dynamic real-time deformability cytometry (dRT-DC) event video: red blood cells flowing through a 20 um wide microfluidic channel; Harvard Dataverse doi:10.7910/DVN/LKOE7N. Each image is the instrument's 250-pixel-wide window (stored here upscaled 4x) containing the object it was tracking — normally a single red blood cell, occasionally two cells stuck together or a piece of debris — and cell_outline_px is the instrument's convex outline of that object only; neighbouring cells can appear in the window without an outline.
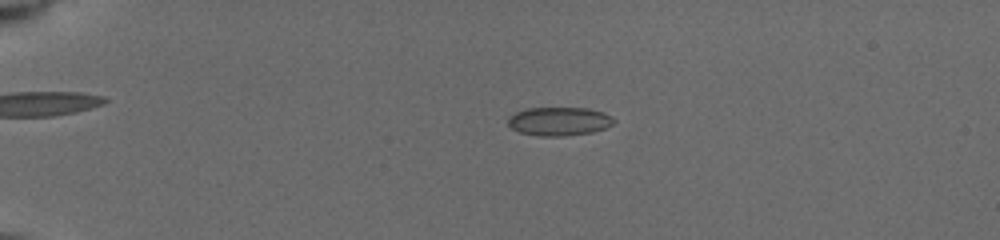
{"species": "common noctule bat (a hibernating species)", "species_latin": "Nyctalus noctula", "temperature_condition": "cold", "stored_images_in_passage": 47, "camera_frame_rate_fps": 3000, "um_per_image_px": 0.085, "animal": {"sex": "female", "body_mass_g": 19.5, "forearm_length_mm": 54.1}, "frame": {"image": 1, "passage_image": 10, "time_ms": 4.333, "image_size_px": [1000, 240], "cell_outline_px": [[616, 120], [612, 124], [604, 128], [592, 132], [564, 136], [540, 136], [520, 132], [512, 128], [508, 124], [508, 116], [516, 112], [528, 108], [588, 108], [604, 112], [612, 116]], "centroid_in_image_um": [47.53, 10.3], "position_along_channel_um": 37.5, "area_um2": 17.63}}
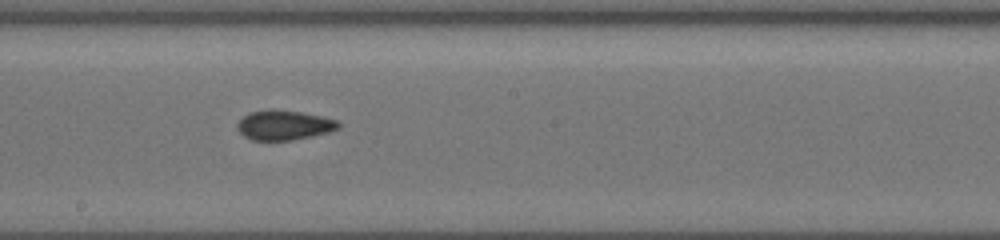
{"frame": {"image": 2, "passage_image": 23, "time_ms": 10.667, "image_size_px": [1000, 240], "cell_outline_px": [[340, 128], [328, 132], [312, 136], [292, 140], [252, 140], [244, 136], [236, 128], [236, 124], [248, 112], [268, 108], [272, 108], [300, 112], [340, 120]], "centroid_in_image_um": [24.13, 10.62], "position_along_channel_um": 224.1, "area_um2": 17.74}}
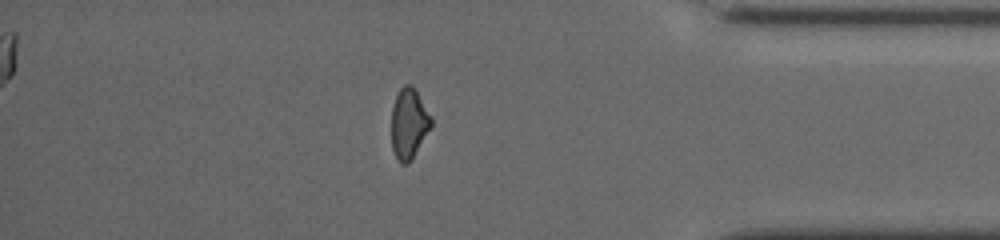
{"frame": {"image": 3, "passage_image": 42, "time_ms": 15.667, "image_size_px": [1000, 240], "cell_outline_px": [[432, 128], [408, 164], [400, 164], [392, 148], [392, 108], [396, 96], [400, 88], [404, 84], [412, 84], [432, 116]], "centroid_in_image_um": [34.78, 10.49], "position_along_channel_um": 400.4, "area_um2": 16.42}, "authors_computed_cell_mechanics": {"area_um2": 17.34, "velocity_mm_per_s": 3.949, "shape_relaxation_time_tau1_ms": null, "shape_relaxation_time_tau2_ms": 1.9978, "deformation_change_tau1": null, "deformation_change_tau2": 0.0574}}